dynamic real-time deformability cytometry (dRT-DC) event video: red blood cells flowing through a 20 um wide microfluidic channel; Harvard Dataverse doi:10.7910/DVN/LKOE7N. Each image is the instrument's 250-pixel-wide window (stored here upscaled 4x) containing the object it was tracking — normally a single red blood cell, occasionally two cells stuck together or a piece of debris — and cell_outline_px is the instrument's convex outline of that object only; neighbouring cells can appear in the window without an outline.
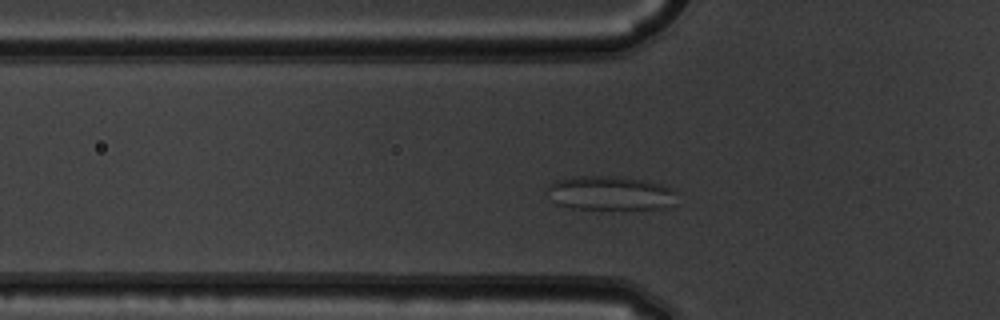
{"species": "common noctule bat (a hibernating species)", "species_latin": "Nyctalus noctula", "temperature_condition": "warm", "stored_images_in_passage": 45, "segment_of_instrument_passage": [1, 2], "camera_frame_rate_fps": 3000, "um_per_image_px": 0.085, "animal": {"sex": "male", "body_mass_g": 19.5, "forearm_length_mm": 54.6}, "frame": {"image": 1, "passage_image": 9, "time_ms": 2.667, "image_size_px": [1000, 320], "cell_outline_px": [[676, 192], [672, 204], [668, 208], [572, 208], [556, 204], [552, 200], [548, 188], [548, 184], [556, 180], [580, 176], [612, 176], [644, 180], [660, 184], [672, 188]], "centroid_in_image_um": [51.86, 16.41], "position_along_channel_um": 73.9, "area_um2": 25.32}}
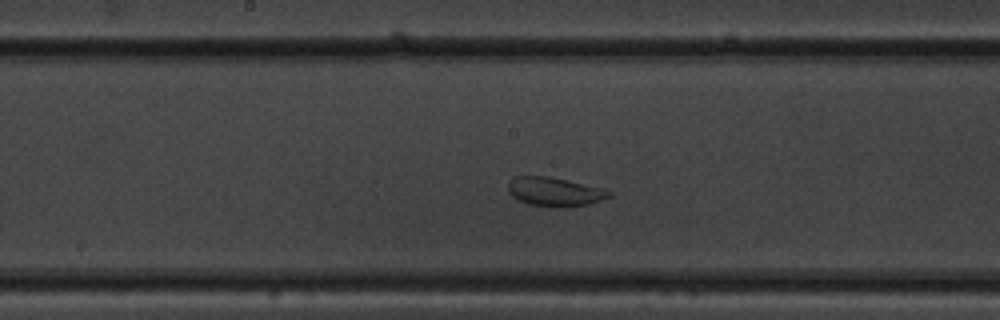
{"frame": {"image": 2, "passage_image": 19, "time_ms": 6.0, "image_size_px": [1000, 320], "cell_outline_px": [[612, 196], [588, 204], [564, 208], [548, 208], [528, 204], [512, 196], [508, 192], [508, 180], [512, 176], [548, 176], [600, 188], [612, 192]], "centroid_in_image_um": [47.09, 16.31], "position_along_channel_um": 201.1, "area_um2": 17.17}}
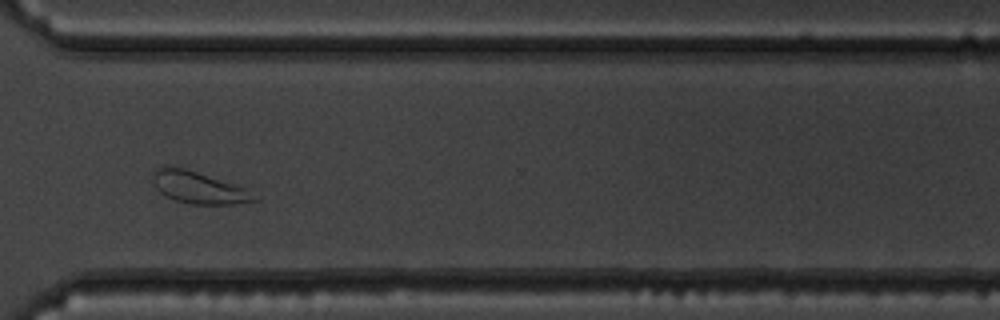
{"frame": {"image": 3, "passage_image": 31, "time_ms": 10.0, "image_size_px": [1000, 320], "cell_outline_px": [[260, 200], [232, 204], [192, 204], [176, 200], [160, 192], [156, 188], [152, 180], [152, 172], [156, 168], [184, 168], [244, 188]], "centroid_in_image_um": [16.85, 15.96], "position_along_channel_um": 353.8, "area_um2": 18.15}}